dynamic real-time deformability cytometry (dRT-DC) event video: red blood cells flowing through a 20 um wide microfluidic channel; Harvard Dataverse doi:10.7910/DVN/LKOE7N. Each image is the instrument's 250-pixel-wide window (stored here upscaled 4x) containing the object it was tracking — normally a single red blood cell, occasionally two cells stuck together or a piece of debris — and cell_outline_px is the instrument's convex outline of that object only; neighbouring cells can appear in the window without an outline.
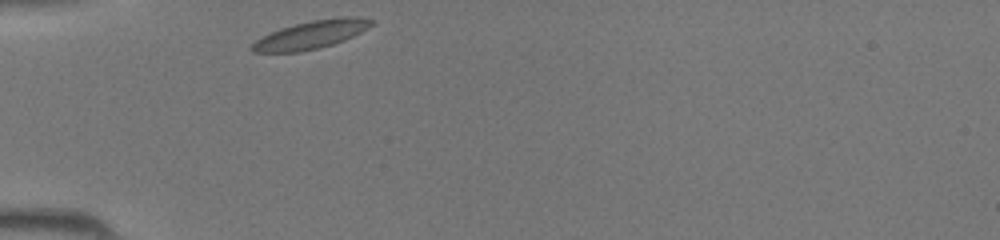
{"species": "common noctule bat (a hibernating species)", "species_latin": "Nyctalus noctula", "temperature_condition": "room temperature", "stored_images_in_passage": 25, "camera_frame_rate_fps": 3000, "um_per_image_px": 0.085, "animal": {"sex": "female", "body_mass_g": 19.5, "forearm_length_mm": 54.1}, "frame": {"image": 1, "passage_image": 1, "time_ms": 0.0, "image_size_px": [1000, 240], "cell_outline_px": [[376, 20], [368, 28], [344, 40], [320, 48], [300, 52], [252, 52], [248, 48], [256, 40], [280, 28], [312, 20], [340, 16], [360, 16]], "centroid_in_image_um": [26.48, 2.94], "position_along_channel_um": 58.5, "area_um2": 19.59}}
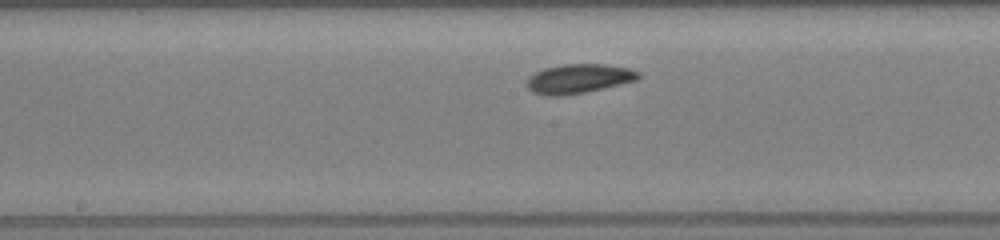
{"frame": {"image": 2, "passage_image": 11, "time_ms": 3.333, "image_size_px": [1000, 240], "cell_outline_px": [[640, 76], [636, 80], [604, 88], [564, 96], [548, 96], [532, 92], [528, 88], [528, 76], [544, 68], [564, 64], [604, 64], [628, 68], [640, 72]], "centroid_in_image_um": [49.17, 6.69], "position_along_channel_um": 199.0, "area_um2": 18.96}}
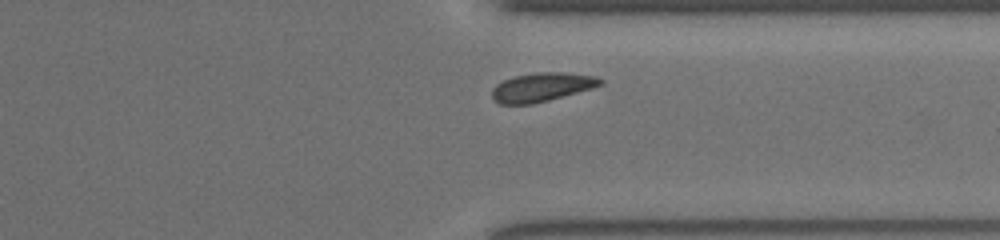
{"frame": {"image": 3, "passage_image": 22, "time_ms": 7.0, "image_size_px": [1000, 240], "cell_outline_px": [[604, 84], [592, 88], [548, 100], [532, 104], [500, 104], [492, 100], [492, 88], [496, 84], [512, 76], [536, 72], [564, 72], [596, 76], [604, 80]], "centroid_in_image_um": [46.04, 7.4], "position_along_channel_um": 365.4, "area_um2": 18.32}}